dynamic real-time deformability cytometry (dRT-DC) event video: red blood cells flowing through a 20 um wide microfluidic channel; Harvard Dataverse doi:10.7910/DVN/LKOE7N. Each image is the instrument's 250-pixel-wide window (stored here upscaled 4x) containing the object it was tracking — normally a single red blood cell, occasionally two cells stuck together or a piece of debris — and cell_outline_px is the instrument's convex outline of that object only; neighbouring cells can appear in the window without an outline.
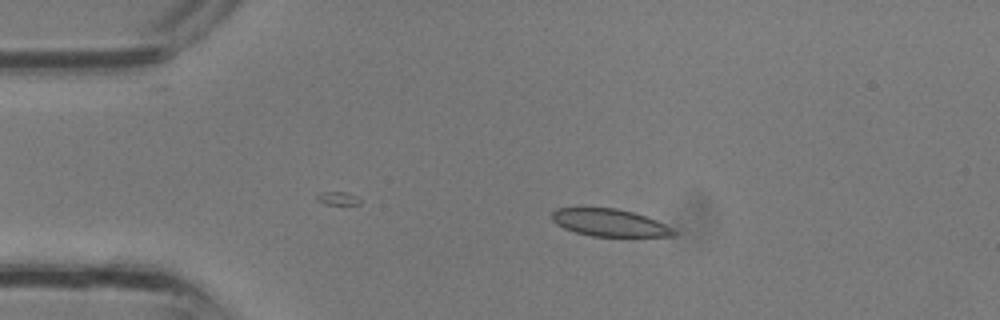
{"species": "common noctule bat (a hibernating species)", "species_latin": "Nyctalus noctula", "temperature_condition": "room temperature", "stored_images_in_passage": 25, "camera_frame_rate_fps": 3000, "um_per_image_px": 0.085, "animal": {"sex": "male", "body_mass_g": 13.3}, "frame": {"image": 1, "passage_image": 3, "time_ms": 0.667, "image_size_px": [1000, 320], "cell_outline_px": [[676, 232], [672, 236], [592, 236], [576, 232], [564, 228], [556, 224], [552, 220], [552, 212], [556, 208], [584, 204], [616, 208], [632, 212], [656, 220], [672, 228]], "centroid_in_image_um": [51.69, 18.87], "position_along_channel_um": 33.3, "area_um2": 20.0}}
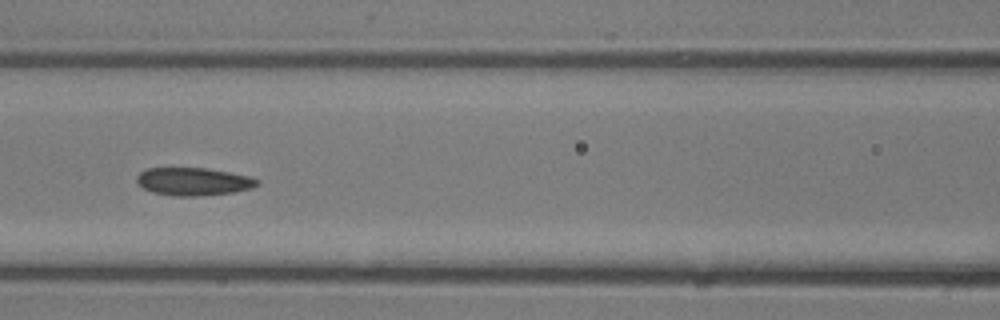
{"frame": {"image": 2, "passage_image": 11, "time_ms": 3.333, "image_size_px": [1000, 320], "cell_outline_px": [[260, 184], [252, 188], [236, 192], [200, 196], [172, 196], [152, 192], [144, 188], [136, 180], [136, 176], [140, 172], [148, 168], [204, 168], [228, 172], [248, 176], [260, 180]], "centroid_in_image_um": [16.46, 15.44], "position_along_channel_um": 150.1, "area_um2": 19.59}}
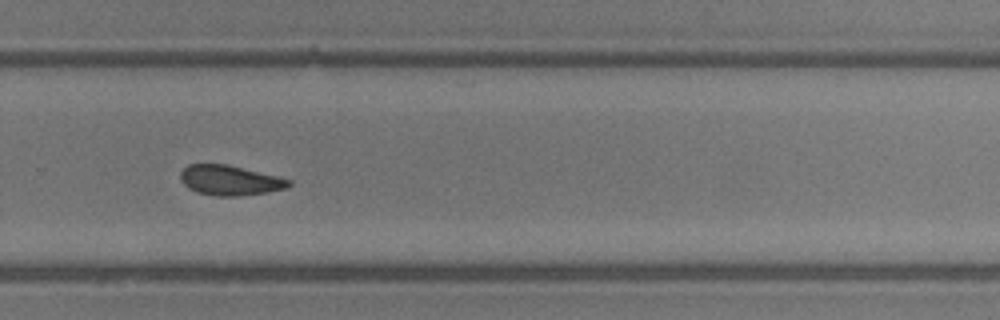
{"frame": {"image": 3, "passage_image": 19, "time_ms": 6.0, "image_size_px": [1000, 320], "cell_outline_px": [[292, 184], [288, 188], [240, 196], [216, 196], [196, 192], [188, 188], [180, 180], [180, 172], [188, 164], [228, 164], [292, 180]], "centroid_in_image_um": [19.52, 15.32], "position_along_channel_um": 310.3, "area_um2": 18.96}}